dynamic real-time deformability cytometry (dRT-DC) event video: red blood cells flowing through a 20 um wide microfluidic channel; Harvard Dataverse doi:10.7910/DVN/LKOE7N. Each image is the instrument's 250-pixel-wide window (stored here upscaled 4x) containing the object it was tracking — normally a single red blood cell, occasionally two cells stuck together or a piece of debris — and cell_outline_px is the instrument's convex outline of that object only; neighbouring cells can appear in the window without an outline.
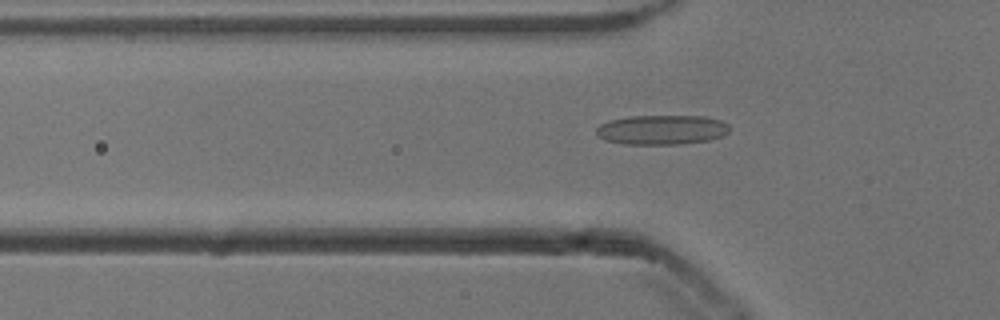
{"species": "common noctule bat (a hibernating species)", "species_latin": "Nyctalus noctula", "temperature_condition": "cold", "stored_images_in_passage": 39, "camera_frame_rate_fps": 3000, "um_per_image_px": 0.085, "animal": {"sex": "male", "body_mass_g": 13.3}, "frame": {"image": 1, "passage_image": 3, "time_ms": 0.667, "image_size_px": [1000, 320], "cell_outline_px": [[728, 132], [724, 136], [708, 140], [680, 144], [624, 144], [604, 140], [596, 132], [596, 128], [600, 124], [608, 120], [628, 116], [704, 116], [720, 120], [728, 124]], "centroid_in_image_um": [56.24, 11.03], "position_along_channel_um": 69.6, "area_um2": 23.06}}
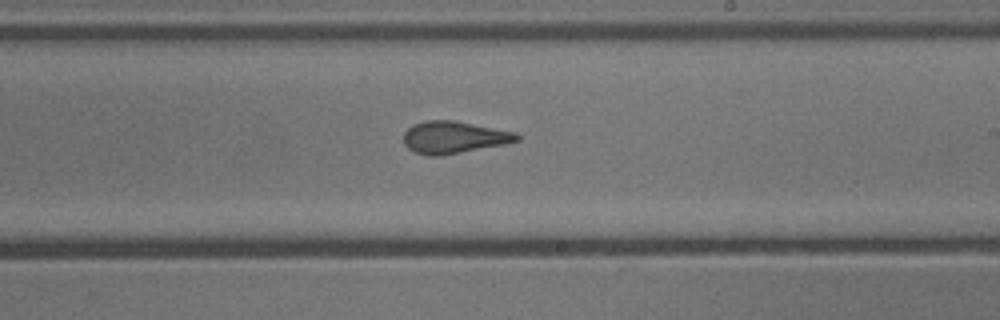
{"frame": {"image": 2, "passage_image": 17, "time_ms": 5.333, "image_size_px": [1000, 320], "cell_outline_px": [[520, 140], [504, 144], [440, 156], [428, 156], [412, 152], [404, 144], [404, 132], [412, 124], [424, 120], [452, 120], [516, 132], [520, 136]], "centroid_in_image_um": [38.54, 11.67], "position_along_channel_um": 250.5, "area_um2": 21.27}}
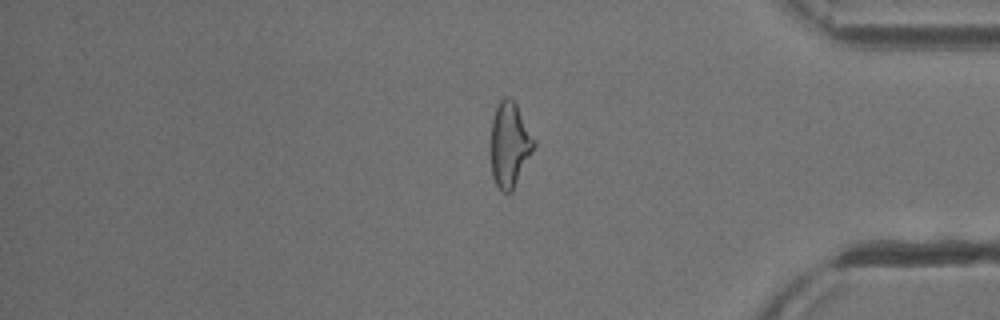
{"frame": {"image": 3, "passage_image": 30, "time_ms": 9.667, "image_size_px": [1000, 320], "cell_outline_px": [[536, 144], [512, 192], [504, 192], [496, 184], [492, 176], [492, 120], [496, 108], [500, 100], [504, 96], [508, 96], [516, 104], [536, 140]], "centroid_in_image_um": [43.34, 12.28], "position_along_channel_um": 391.9, "area_um2": 20.98}, "authors_computed_cell_mechanics": {"area_um2": 21.4438, "velocity_mm_per_s": 3.8476, "shape_relaxation_time_tau1_ms": null, "shape_relaxation_time_tau2_ms": 1.146, "deformation_change_tau1": null, "deformation_change_tau2": 0.0882}}